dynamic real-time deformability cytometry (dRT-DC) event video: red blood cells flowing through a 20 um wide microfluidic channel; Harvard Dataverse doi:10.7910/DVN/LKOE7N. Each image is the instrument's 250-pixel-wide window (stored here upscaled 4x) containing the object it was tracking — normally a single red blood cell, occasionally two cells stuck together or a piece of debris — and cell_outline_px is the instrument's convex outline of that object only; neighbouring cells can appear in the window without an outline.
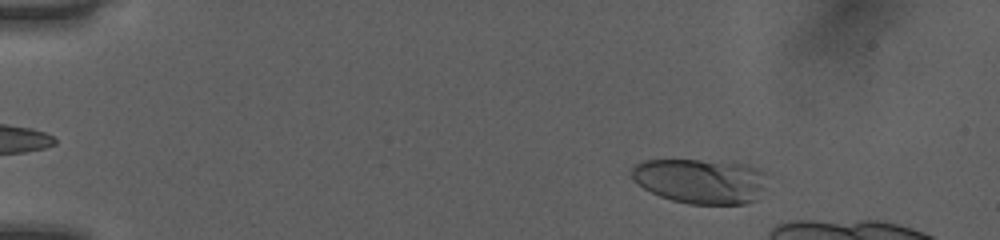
{"species": "human", "species_latin": "Homo sapiens", "temperature_condition": "room temperature", "stored_images_in_passage": 47, "camera_frame_rate_fps": 3000, "um_per_image_px": 0.085, "donor": {"sex": "female"}, "frame": {"image": 1, "passage_image": 8, "time_ms": 2.333, "image_size_px": [1000, 240], "cell_outline_px": [[764, 188], [756, 200], [744, 204], [688, 204], [672, 200], [660, 196], [636, 184], [632, 180], [632, 168], [640, 160], [700, 160], [748, 164], [760, 168], [764, 172]], "centroid_in_image_um": [59.53, 15.38], "position_along_channel_um": 25.5, "area_um2": 35.66}}
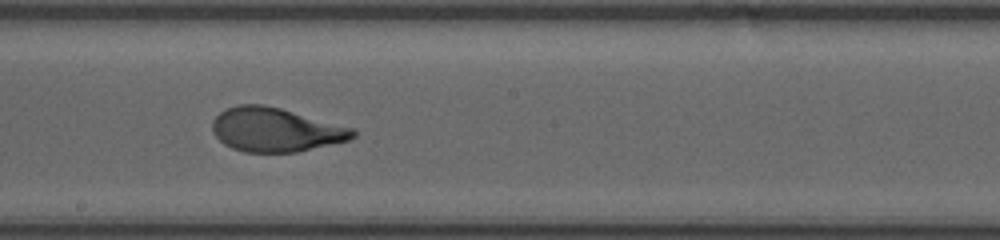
{"frame": {"image": 2, "passage_image": 30, "time_ms": 9.667, "image_size_px": [1000, 240], "cell_outline_px": [[356, 136], [348, 140], [296, 152], [244, 152], [232, 148], [224, 144], [212, 132], [212, 120], [220, 112], [236, 104], [264, 104], [280, 108], [356, 128]], "centroid_in_image_um": [23.42, 11.02], "position_along_channel_um": 224.8, "area_um2": 36.07}}
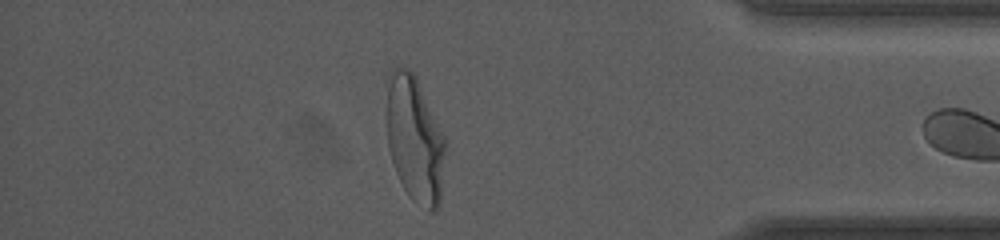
{"frame": {"image": 3, "passage_image": 45, "time_ms": 14.667, "image_size_px": [1000, 240], "cell_outline_px": [[444, 152], [440, 204], [432, 212], [428, 212], [412, 200], [404, 188], [396, 172], [388, 148], [388, 88], [392, 68], [400, 64], [408, 68], [416, 76], [444, 136]], "centroid_in_image_um": [35.26, 11.85], "position_along_channel_um": 399.9, "area_um2": 42.48}, "authors_computed_cell_mechanics": {"area_um2": 36.0094, "velocity_mm_per_s": 4.0313, "shape_relaxation_time_tau1_ms": 3.4675, "shape_relaxation_time_tau2_ms": 0.5958, "deformation_change_tau1": 0.1768, "deformation_change_tau2": 0.0561}}